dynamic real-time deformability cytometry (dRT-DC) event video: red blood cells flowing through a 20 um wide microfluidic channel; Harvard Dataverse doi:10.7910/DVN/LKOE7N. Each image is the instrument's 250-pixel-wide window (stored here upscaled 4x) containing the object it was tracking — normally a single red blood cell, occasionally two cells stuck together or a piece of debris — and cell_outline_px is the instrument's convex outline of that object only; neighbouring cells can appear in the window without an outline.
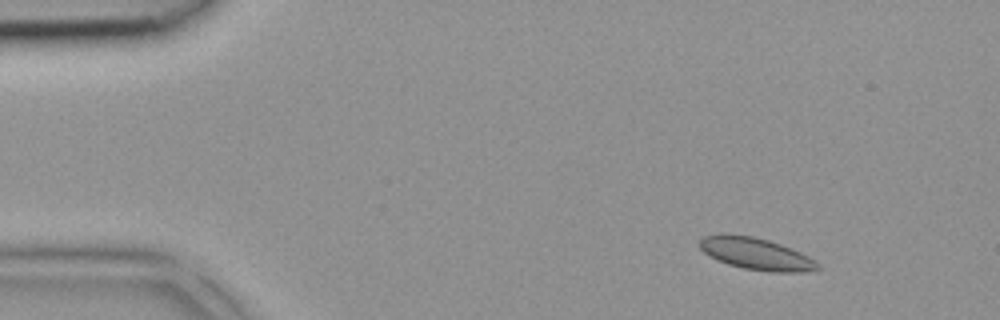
{"species": "common noctule bat (a hibernating species)", "species_latin": "Nyctalus noctula", "temperature_condition": "room temperature", "stored_images_in_passage": 2, "camera_frame_rate_fps": 3000, "um_per_image_px": 0.085, "animal": {"sex": "female", "body_mass_g": 18.4}, "frame": {"image": 1, "passage_image": 1, "time_ms": 0.0, "image_size_px": [1000, 320], "cell_outline_px": [[820, 268], [804, 272], [768, 272], [744, 268], [728, 264], [716, 260], [708, 256], [700, 248], [700, 240], [704, 236], [720, 232], [724, 232], [752, 236], [768, 240], [780, 244], [800, 252], [816, 260]], "centroid_in_image_um": [64.22, 21.55], "position_along_channel_um": 20.8, "area_um2": 22.2}}